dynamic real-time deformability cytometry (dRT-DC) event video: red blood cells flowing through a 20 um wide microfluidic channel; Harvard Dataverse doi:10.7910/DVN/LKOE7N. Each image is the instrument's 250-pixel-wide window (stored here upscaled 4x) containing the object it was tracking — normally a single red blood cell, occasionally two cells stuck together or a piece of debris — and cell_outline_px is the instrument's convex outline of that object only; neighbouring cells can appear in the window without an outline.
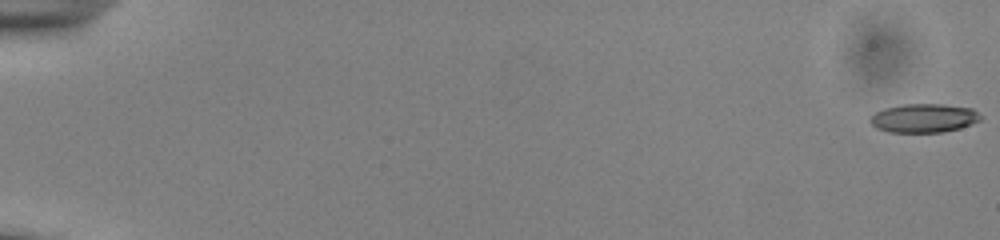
{"species": "common noctule bat (a hibernating species)", "species_latin": "Nyctalus noctula", "temperature_condition": "cold", "stored_images_in_passage": 55, "camera_frame_rate_fps": 3000, "um_per_image_px": 0.085, "animal": {"sex": "male", "body_mass_g": 13.0, "forearm_length_mm": 53.1}, "frame": {"image": 1, "passage_image": 1, "time_ms": 0.0, "image_size_px": [1000, 240], "cell_outline_px": [[984, 116], [980, 120], [972, 124], [960, 128], [944, 132], [888, 132], [876, 128], [868, 120], [876, 112], [884, 108], [904, 104], [940, 104], [972, 108]], "centroid_in_image_um": [78.55, 10.04], "position_along_channel_um": 6.5, "area_um2": 18.61}}
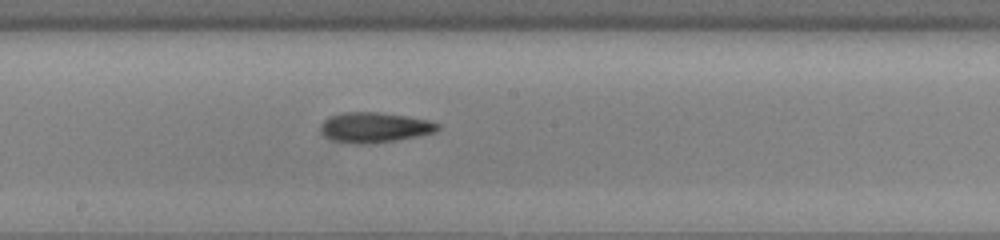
{"frame": {"image": 2, "passage_image": 32, "time_ms": 10.333, "image_size_px": [1000, 240], "cell_outline_px": [[440, 128], [436, 132], [396, 140], [364, 144], [356, 144], [332, 140], [324, 136], [320, 132], [320, 124], [328, 116], [344, 112], [376, 112], [404, 116], [428, 120], [440, 124]], "centroid_in_image_um": [31.79, 10.83], "position_along_channel_um": 216.4, "area_um2": 20.58}}
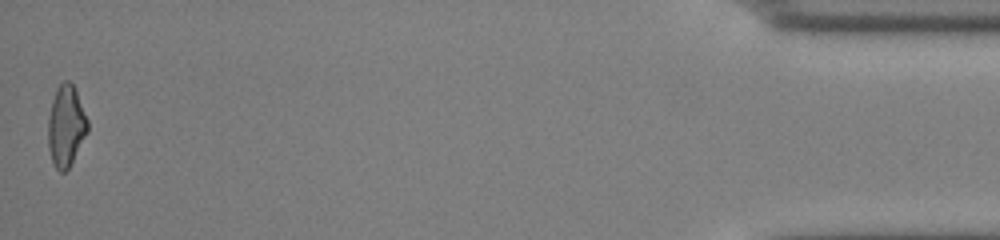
{"frame": {"image": 3, "passage_image": 55, "time_ms": 18.0, "image_size_px": [1000, 240], "cell_outline_px": [[88, 132], [68, 168], [64, 172], [60, 172], [56, 168], [52, 160], [48, 148], [48, 116], [52, 100], [56, 88], [64, 80], [68, 80], [72, 84], [76, 92], [88, 120]], "centroid_in_image_um": [5.6, 10.7], "position_along_channel_um": 429.6, "area_um2": 18.55}, "authors_computed_cell_mechanics": {"area_um2": 19.1318, "velocity_mm_per_s": 3.8752, "shape_relaxation_time_tau1_ms": 4.0029, "shape_relaxation_time_tau2_ms": 5.781, "deformation_change_tau1": 0.138, "deformation_change_tau2": 0.1883}}